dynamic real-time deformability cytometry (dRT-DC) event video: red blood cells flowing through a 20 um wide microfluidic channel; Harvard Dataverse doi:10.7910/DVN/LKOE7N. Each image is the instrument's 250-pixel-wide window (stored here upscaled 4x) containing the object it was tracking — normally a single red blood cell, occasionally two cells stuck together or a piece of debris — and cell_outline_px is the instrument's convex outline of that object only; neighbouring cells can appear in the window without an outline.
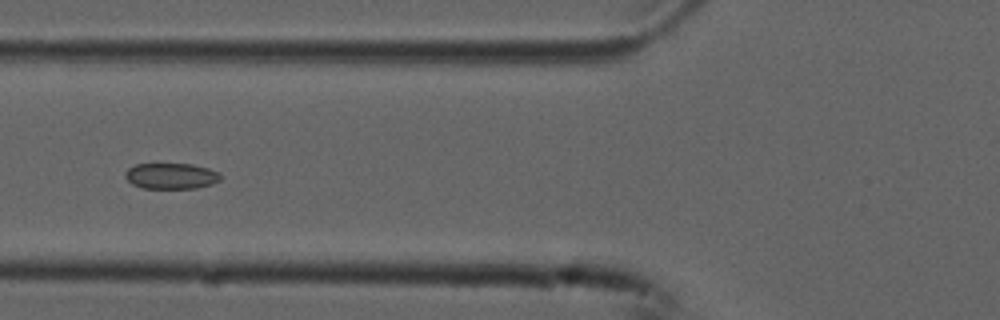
{"species": "common noctule bat (a hibernating species)", "species_latin": "Nyctalus noctula", "temperature_condition": "cold", "stored_images_in_passage": 12, "camera_frame_rate_fps": 3000, "um_per_image_px": 0.085, "animal": {"sex": "male", "forearm_length_mm": 52.5}, "frame": {"image": 1, "passage_image": 4, "time_ms": 1.0, "image_size_px": [1000, 320], "cell_outline_px": [[220, 180], [212, 184], [196, 188], [144, 188], [132, 184], [124, 176], [124, 172], [128, 168], [136, 164], [192, 164], [208, 168], [220, 172]], "centroid_in_image_um": [14.54, 14.95], "position_along_channel_um": 111.3, "area_um2": 14.39}}
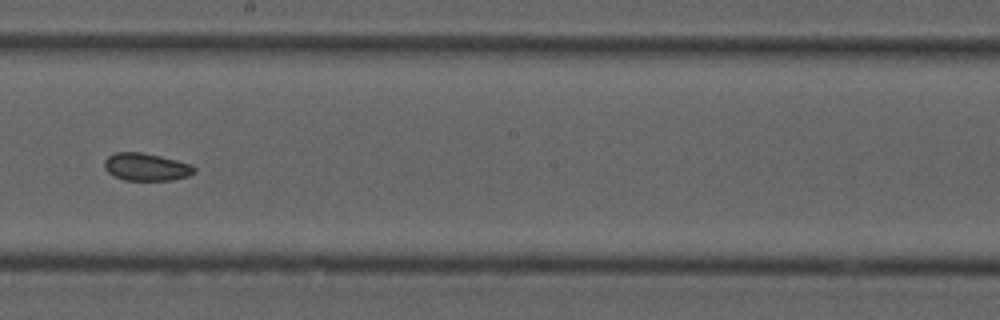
{"frame": {"image": 2, "passage_image": 7, "time_ms": 2.0, "image_size_px": [1000, 320], "cell_outline_px": [[196, 172], [188, 176], [172, 180], [124, 180], [112, 176], [104, 168], [104, 160], [108, 156], [116, 152], [140, 152], [160, 156], [192, 164], [196, 168]], "centroid_in_image_um": [12.42, 14.19], "position_along_channel_um": 235.8, "area_um2": 14.57}}
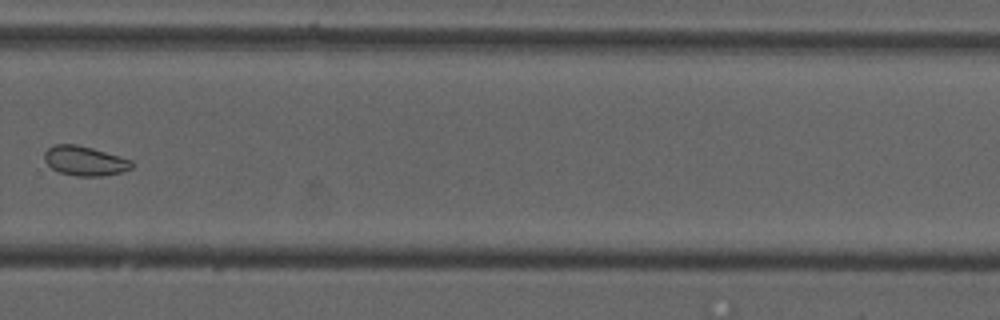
{"frame": {"image": 3, "passage_image": 9, "time_ms": 2.667, "image_size_px": [1000, 320], "cell_outline_px": [[136, 164], [132, 168], [120, 172], [104, 176], [76, 176], [60, 172], [52, 168], [44, 160], [44, 152], [48, 148], [56, 144], [76, 144], [92, 148], [120, 156], [132, 160]], "centroid_in_image_um": [7.23, 13.67], "position_along_channel_um": 322.6, "area_um2": 15.09}}